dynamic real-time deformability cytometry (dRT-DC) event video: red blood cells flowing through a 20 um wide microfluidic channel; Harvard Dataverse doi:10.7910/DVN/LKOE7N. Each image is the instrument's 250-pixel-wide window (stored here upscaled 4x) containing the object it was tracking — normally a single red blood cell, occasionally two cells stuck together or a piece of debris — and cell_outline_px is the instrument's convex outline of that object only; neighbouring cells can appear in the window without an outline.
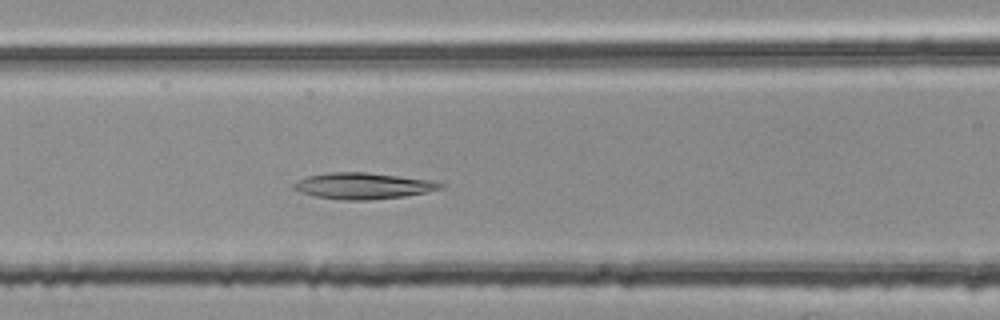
{"species": "common noctule bat (a hibernating species)", "species_latin": "Nyctalus noctula", "temperature_condition": "room temperature", "stored_images_in_passage": 48, "camera_frame_rate_fps": 3000, "um_per_image_px": 0.085, "animal": {"sex": "female", "body_mass_g": 25.1}, "frame": {"image": 1, "passage_image": 20, "time_ms": 6.333, "image_size_px": [1000, 320], "cell_outline_px": [[444, 188], [404, 196], [368, 200], [344, 200], [316, 196], [300, 192], [292, 188], [292, 184], [308, 176], [328, 172], [364, 172], [436, 180], [444, 184]], "centroid_in_image_um": [30.89, 15.79], "position_along_channel_um": 135.7, "area_um2": 22.37}}
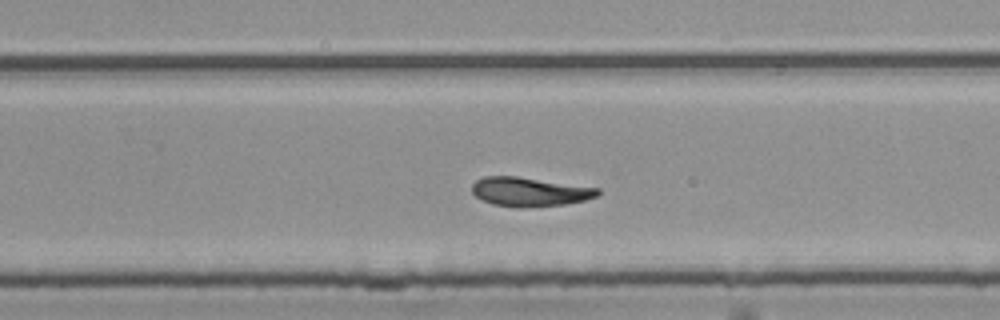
{"frame": {"image": 2, "passage_image": 32, "time_ms": 10.333, "image_size_px": [1000, 320], "cell_outline_px": [[600, 192], [596, 196], [584, 200], [564, 204], [524, 208], [516, 208], [492, 204], [476, 196], [472, 192], [472, 184], [476, 180], [484, 176], [516, 176], [600, 188]], "centroid_in_image_um": [44.99, 16.3], "position_along_channel_um": 284.8, "area_um2": 21.27}}
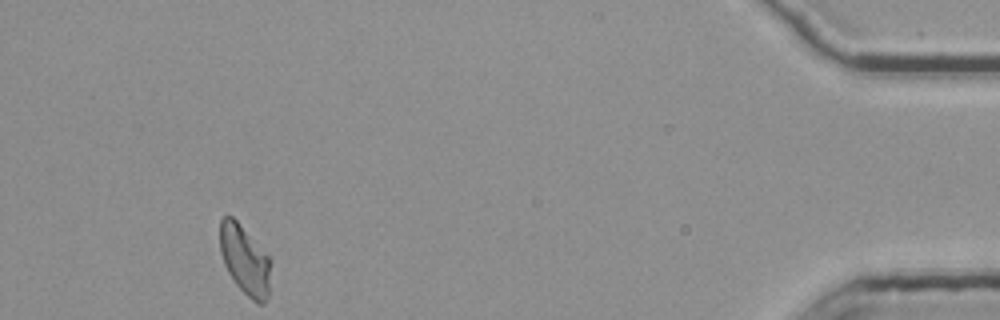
{"frame": {"image": 3, "passage_image": 48, "time_ms": 15.667, "image_size_px": [1000, 320], "cell_outline_px": [[272, 264], [268, 300], [264, 304], [256, 304], [236, 284], [228, 272], [224, 264], [220, 252], [220, 220], [224, 216], [232, 216], [236, 220], [272, 260]], "centroid_in_image_um": [20.84, 22.14], "position_along_channel_um": 414.4, "area_um2": 20.69}}